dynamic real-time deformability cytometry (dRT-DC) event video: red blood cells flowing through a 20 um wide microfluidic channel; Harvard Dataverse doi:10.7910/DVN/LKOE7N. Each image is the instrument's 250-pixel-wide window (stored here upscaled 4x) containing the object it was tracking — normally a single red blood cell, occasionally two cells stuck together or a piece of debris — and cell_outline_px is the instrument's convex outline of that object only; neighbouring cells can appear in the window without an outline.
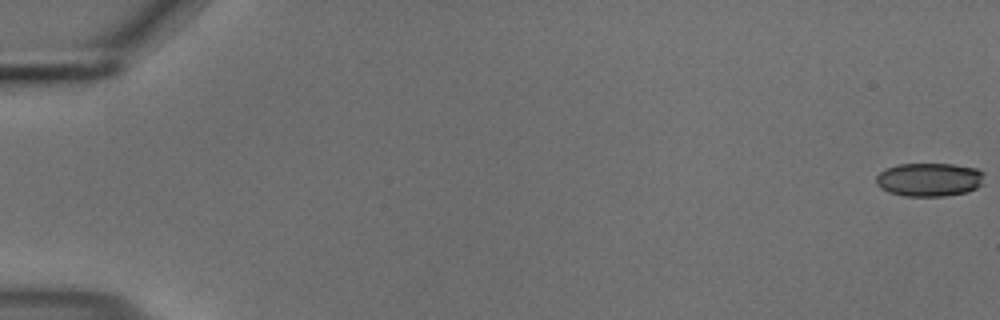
{"species": "common noctule bat (a hibernating species)", "species_latin": "Nyctalus noctula", "temperature_condition": "cold", "stored_images_in_passage": 56, "camera_frame_rate_fps": 3000, "um_per_image_px": 0.085, "animal": {"sex": "male", "body_mass_g": 18.8}, "frame": {"image": 1, "passage_image": 1, "time_ms": 0.0, "image_size_px": [1000, 320], "cell_outline_px": [[984, 172], [980, 184], [976, 188], [968, 192], [944, 196], [904, 196], [888, 192], [880, 188], [876, 184], [876, 176], [884, 168], [896, 164], [956, 164], [976, 168]], "centroid_in_image_um": [78.95, 15.26], "position_along_channel_um": 6.0, "area_um2": 21.33}}
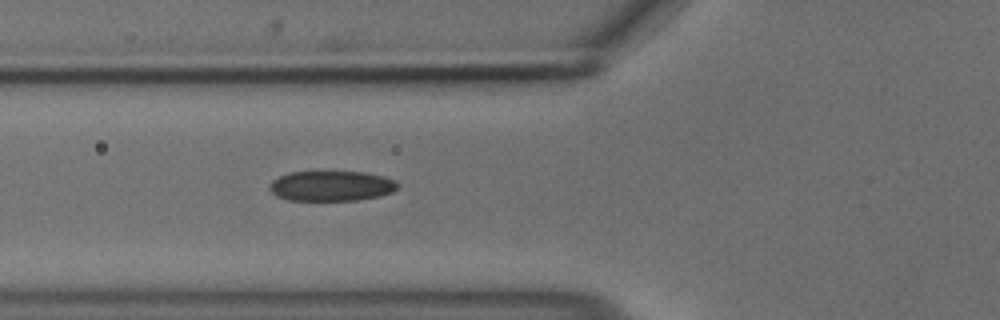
{"frame": {"image": 2, "passage_image": 22, "time_ms": 7.0, "image_size_px": [1000, 320], "cell_outline_px": [[400, 184], [392, 192], [380, 196], [356, 200], [288, 200], [276, 196], [268, 188], [272, 180], [288, 172], [368, 172], [384, 176], [396, 180]], "centroid_in_image_um": [28.18, 15.8], "position_along_channel_um": 97.6, "area_um2": 22.66}}
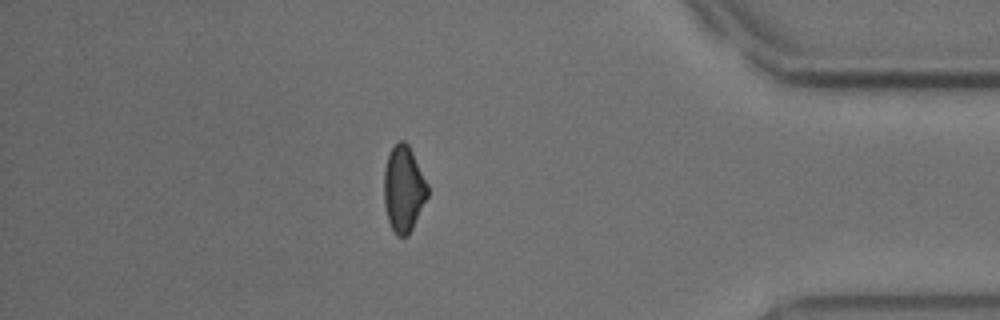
{"frame": {"image": 3, "passage_image": 49, "time_ms": 16.0, "image_size_px": [1000, 320], "cell_outline_px": [[428, 196], [408, 236], [396, 236], [388, 220], [384, 204], [384, 168], [388, 156], [392, 148], [400, 140], [404, 140], [408, 144], [428, 184]], "centroid_in_image_um": [34.3, 16.06], "position_along_channel_um": 400.9, "area_um2": 21.73}, "authors_computed_cell_mechanics": {"area_um2": 22.7443, "velocity_mm_per_s": 3.7056, "shape_relaxation_time_tau1_ms": 3.7905, "shape_relaxation_time_tau2_ms": 3.6731, "deformation_change_tau1": 0.1094, "deformation_change_tau2": 0.0957}}